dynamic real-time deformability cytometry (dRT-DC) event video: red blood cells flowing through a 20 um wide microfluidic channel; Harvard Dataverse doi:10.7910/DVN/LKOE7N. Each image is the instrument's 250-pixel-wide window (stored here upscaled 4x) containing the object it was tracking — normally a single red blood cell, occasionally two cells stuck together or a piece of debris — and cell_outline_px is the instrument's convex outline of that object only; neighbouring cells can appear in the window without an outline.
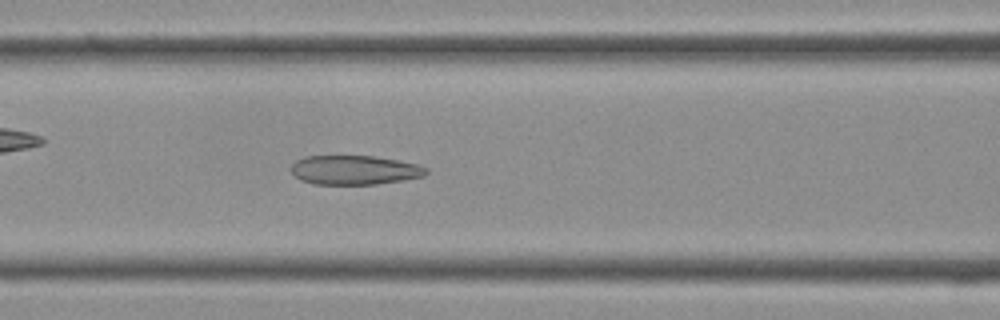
{"species": "Egyptian fruit bat (a non-hibernating species)", "species_latin": "Rousettus aegyptiacus", "temperature_condition": "cold", "stored_images_in_passage": 38, "camera_frame_rate_fps": 3000, "um_per_image_px": 0.085, "frame": {"image": 1, "passage_image": 15, "time_ms": 4.667, "image_size_px": [1000, 320], "cell_outline_px": [[428, 172], [424, 176], [404, 180], [376, 184], [316, 184], [300, 180], [292, 172], [292, 164], [296, 160], [304, 156], [372, 156], [396, 160], [416, 164], [428, 168]], "centroid_in_image_um": [30.14, 14.45], "position_along_channel_um": 136.5, "area_um2": 22.89}}
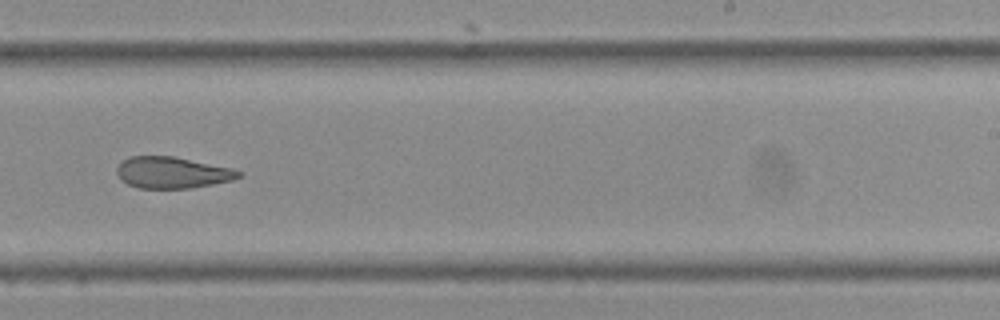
{"frame": {"image": 2, "passage_image": 23, "time_ms": 7.333, "image_size_px": [1000, 320], "cell_outline_px": [[244, 172], [240, 176], [232, 180], [212, 184], [188, 188], [140, 188], [128, 184], [120, 180], [116, 172], [116, 168], [128, 156], [176, 156], [232, 168]], "centroid_in_image_um": [14.64, 14.66], "position_along_channel_um": 274.4, "area_um2": 22.37}}
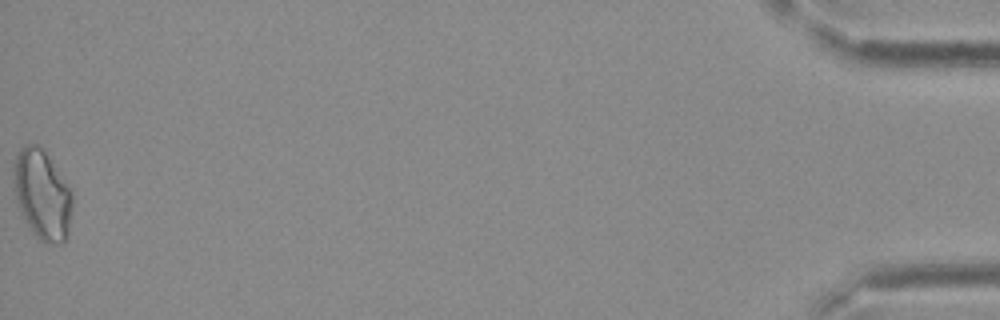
{"frame": {"image": 3, "passage_image": 38, "time_ms": 12.333, "image_size_px": [1000, 320], "cell_outline_px": [[72, 204], [68, 232], [64, 244], [44, 244], [32, 232], [20, 212], [16, 200], [16, 152], [24, 144], [36, 144], [44, 152], [72, 192]], "centroid_in_image_um": [3.61, 16.62], "position_along_channel_um": 431.6, "area_um2": 29.88}}